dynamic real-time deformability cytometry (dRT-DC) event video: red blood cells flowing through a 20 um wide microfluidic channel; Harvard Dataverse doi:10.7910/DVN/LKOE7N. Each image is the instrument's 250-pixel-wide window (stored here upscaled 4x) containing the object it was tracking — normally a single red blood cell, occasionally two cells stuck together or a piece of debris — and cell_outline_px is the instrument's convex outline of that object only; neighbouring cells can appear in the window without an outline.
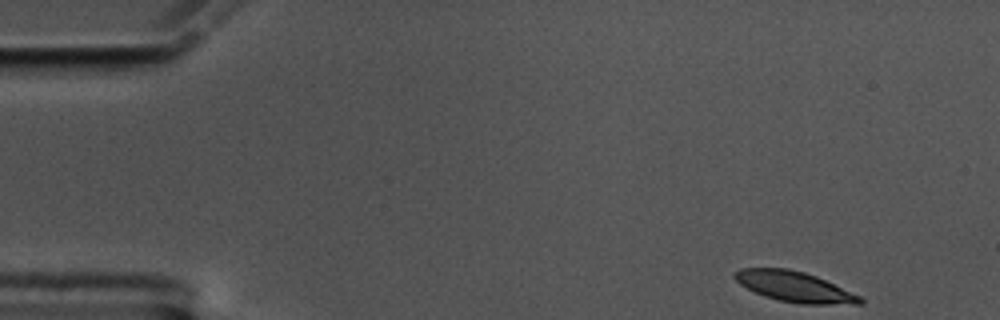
{"species": "common noctule bat (a hibernating species)", "species_latin": "Nyctalus noctula", "temperature_condition": "cold", "stored_images_in_passage": 54, "camera_frame_rate_fps": 3000, "um_per_image_px": 0.085, "animal": {"sex": "male", "body_mass_g": 17.5, "forearm_length_mm": 52.3}, "frame": {"image": 1, "passage_image": 1, "time_ms": 0.0, "image_size_px": [1000, 320], "cell_outline_px": [[864, 304], [800, 304], [780, 300], [764, 296], [740, 284], [732, 276], [732, 272], [740, 268], [788, 268], [804, 272], [816, 276], [860, 296], [864, 300]], "centroid_in_image_um": [67.51, 24.36], "position_along_channel_um": 17.5, "area_um2": 22.08}}
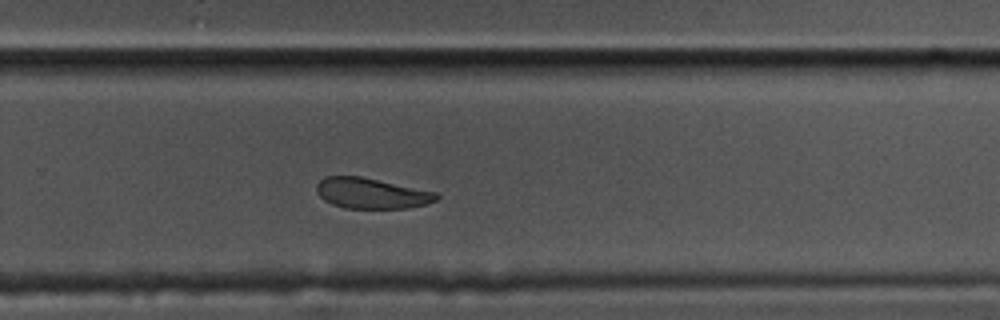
{"frame": {"image": 2, "passage_image": 34, "time_ms": 11.0, "image_size_px": [1000, 320], "cell_outline_px": [[440, 196], [436, 200], [428, 204], [408, 208], [344, 208], [332, 204], [324, 200], [316, 192], [316, 184], [324, 176], [360, 176], [436, 192]], "centroid_in_image_um": [31.56, 16.43], "position_along_channel_um": 298.2, "area_um2": 21.39}}
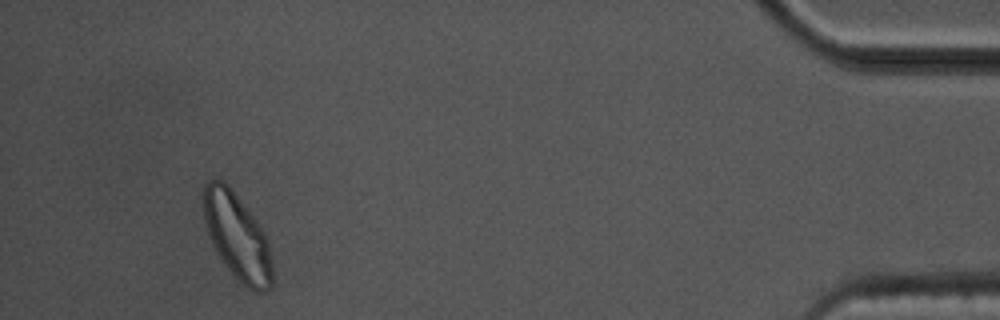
{"frame": {"image": 3, "passage_image": 50, "time_ms": 16.333, "image_size_px": [1000, 320], "cell_outline_px": [[272, 288], [264, 292], [256, 292], [248, 288], [228, 268], [216, 252], [212, 244], [208, 232], [204, 216], [204, 184], [208, 180], [220, 180], [240, 200], [260, 224], [268, 240], [272, 264]], "centroid_in_image_um": [20.19, 20.15], "position_along_channel_um": 415.0, "area_um2": 33.99}, "authors_computed_cell_mechanics": {"area_um2": 23.1778, "velocity_mm_per_s": 3.447, "shape_relaxation_time_tau1_ms": 3.1609, "shape_relaxation_time_tau2_ms": 3.4752, "deformation_change_tau1": 0.0983, "deformation_change_tau2": 0.0756}}